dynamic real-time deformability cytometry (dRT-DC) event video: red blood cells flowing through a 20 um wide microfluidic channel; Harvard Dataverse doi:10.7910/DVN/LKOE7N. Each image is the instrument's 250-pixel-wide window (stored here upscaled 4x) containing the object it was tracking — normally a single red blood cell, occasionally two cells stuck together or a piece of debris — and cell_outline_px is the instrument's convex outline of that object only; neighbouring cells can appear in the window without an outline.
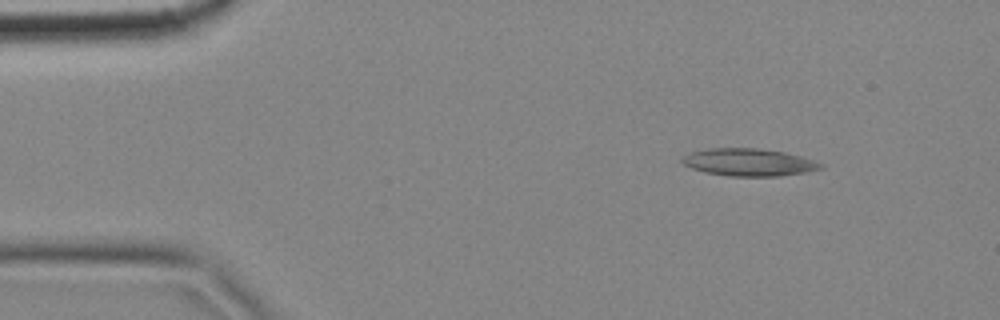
{"species": "common noctule bat (a hibernating species)", "species_latin": "Nyctalus noctula", "temperature_condition": "cold", "stored_images_in_passage": 7, "camera_frame_rate_fps": 3000, "um_per_image_px": 0.085, "animal": {"sex": "female", "body_mass_g": 18.4}, "frame": {"image": 1, "passage_image": 2, "time_ms": 0.333, "image_size_px": [1000, 320], "cell_outline_px": [[824, 168], [804, 172], [780, 176], [728, 176], [704, 172], [692, 168], [684, 164], [680, 160], [684, 156], [692, 152], [708, 148], [756, 148], [784, 152], [800, 156], [824, 164]], "centroid_in_image_um": [63.64, 13.79], "position_along_channel_um": 21.4, "area_um2": 22.02}}
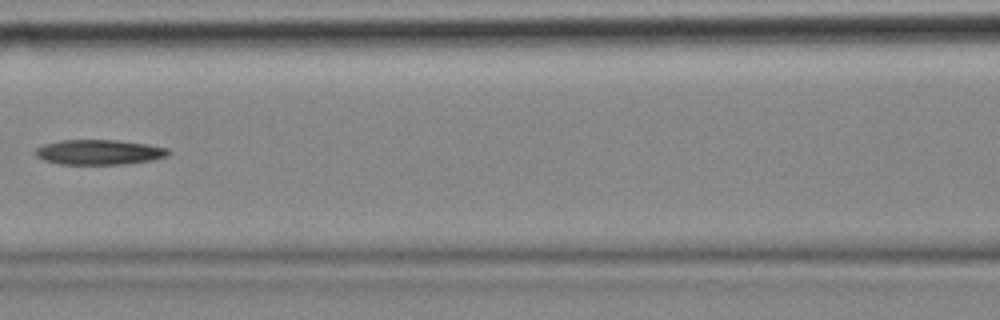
{"frame": {"image": 2, "passage_image": 7, "time_ms": 2.0, "image_size_px": [1000, 320], "cell_outline_px": [[172, 152], [164, 156], [152, 160], [120, 164], [60, 164], [44, 160], [36, 156], [36, 148], [44, 144], [60, 140], [116, 140], [148, 144], [168, 148]], "centroid_in_image_um": [8.42, 12.92], "position_along_channel_um": 158.2, "area_um2": 19.25}}